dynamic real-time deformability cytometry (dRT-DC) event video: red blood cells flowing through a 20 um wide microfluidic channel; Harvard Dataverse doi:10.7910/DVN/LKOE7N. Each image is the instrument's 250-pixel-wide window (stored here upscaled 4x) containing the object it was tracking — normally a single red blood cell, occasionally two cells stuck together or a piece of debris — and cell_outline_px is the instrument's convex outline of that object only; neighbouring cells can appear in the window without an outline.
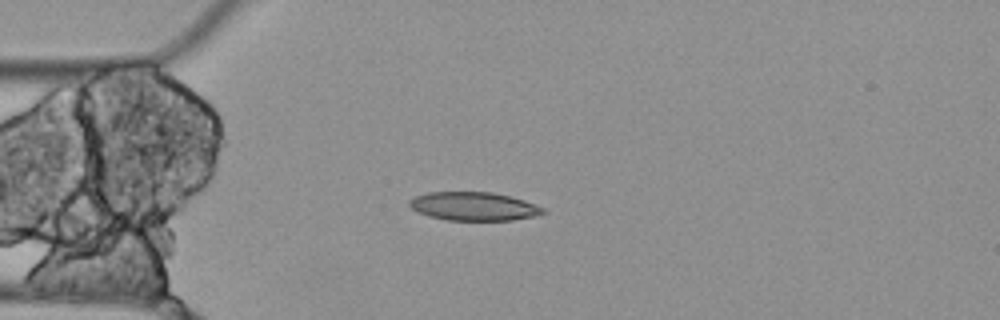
{"species": "Egyptian fruit bat (a non-hibernating species)", "species_latin": "Rousettus aegyptiacus", "temperature_condition": "cold", "stored_images_in_passage": 4, "camera_frame_rate_fps": 3000, "um_per_image_px": 0.085, "animal": {"sex": "female"}, "frame": {"image": 1, "passage_image": 4, "time_ms": 1.0, "image_size_px": [1000, 320], "cell_outline_px": [[548, 212], [536, 216], [512, 220], [448, 220], [428, 216], [412, 208], [408, 204], [408, 200], [416, 196], [428, 192], [492, 192], [512, 196], [524, 200], [544, 208]], "centroid_in_image_um": [40.3, 17.53], "position_along_channel_um": 44.7, "area_um2": 22.25}}